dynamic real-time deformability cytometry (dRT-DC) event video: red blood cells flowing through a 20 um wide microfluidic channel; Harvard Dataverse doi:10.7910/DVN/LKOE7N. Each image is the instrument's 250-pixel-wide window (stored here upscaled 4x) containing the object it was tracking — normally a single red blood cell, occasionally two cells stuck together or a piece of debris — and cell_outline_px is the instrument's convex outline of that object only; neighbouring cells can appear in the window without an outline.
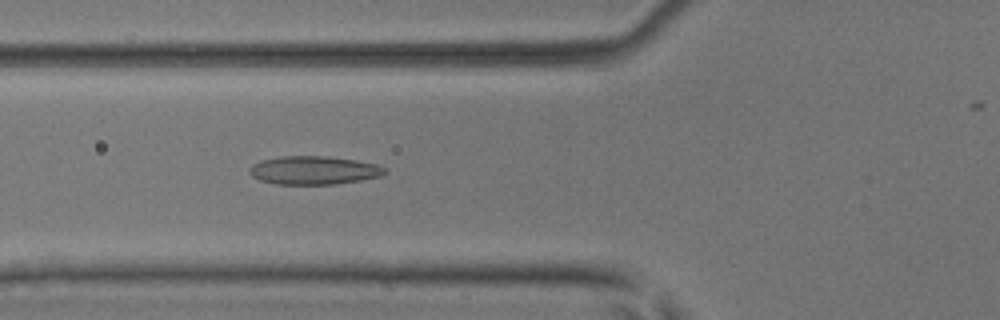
{"species": "common noctule bat (a hibernating species)", "species_latin": "Nyctalus noctula", "temperature_condition": "room temperature", "stored_images_in_passage": 44, "camera_frame_rate_fps": 3000, "um_per_image_px": 0.085, "animal": {"sex": "male", "body_mass_g": 17.9, "forearm_length_mm": 54.2}, "frame": {"image": 1, "passage_image": 17, "time_ms": 5.333, "image_size_px": [1000, 320], "cell_outline_px": [[388, 172], [380, 176], [360, 180], [336, 184], [276, 184], [260, 180], [252, 176], [248, 172], [248, 168], [252, 164], [260, 160], [280, 156], [328, 156], [356, 160], [376, 164], [384, 168]], "centroid_in_image_um": [26.64, 14.47], "position_along_channel_um": 99.2, "area_um2": 22.48}}
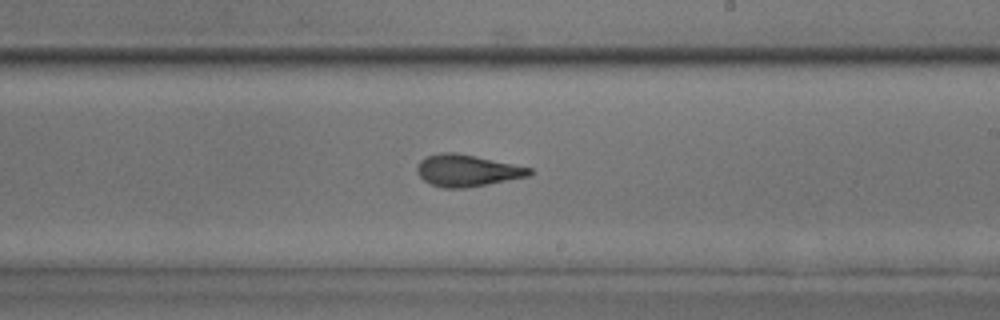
{"frame": {"image": 2, "passage_image": 28, "time_ms": 9.0, "image_size_px": [1000, 320], "cell_outline_px": [[532, 172], [528, 176], [488, 184], [464, 188], [444, 188], [432, 184], [424, 180], [416, 172], [416, 168], [420, 160], [428, 156], [440, 152], [456, 152], [476, 156], [532, 168]], "centroid_in_image_um": [39.68, 14.49], "position_along_channel_um": 249.3, "area_um2": 20.69}}
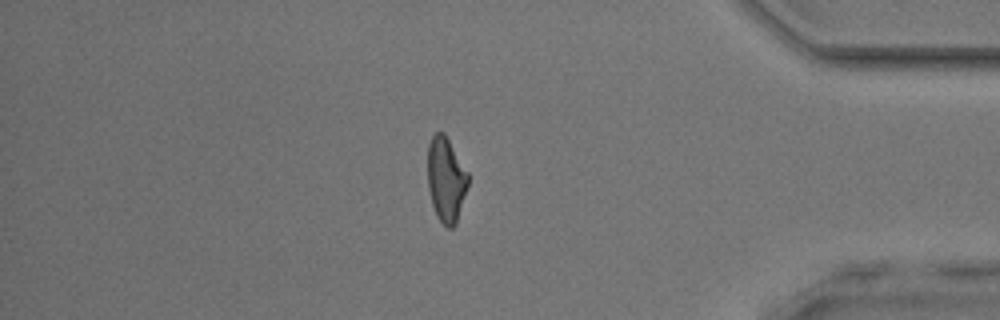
{"frame": {"image": 3, "passage_image": 41, "time_ms": 13.333, "image_size_px": [1000, 320], "cell_outline_px": [[468, 184], [456, 224], [452, 228], [448, 228], [436, 216], [432, 204], [428, 188], [428, 144], [432, 136], [436, 132], [444, 132], [468, 172]], "centroid_in_image_um": [37.9, 15.25], "position_along_channel_um": 397.3, "area_um2": 19.88}}